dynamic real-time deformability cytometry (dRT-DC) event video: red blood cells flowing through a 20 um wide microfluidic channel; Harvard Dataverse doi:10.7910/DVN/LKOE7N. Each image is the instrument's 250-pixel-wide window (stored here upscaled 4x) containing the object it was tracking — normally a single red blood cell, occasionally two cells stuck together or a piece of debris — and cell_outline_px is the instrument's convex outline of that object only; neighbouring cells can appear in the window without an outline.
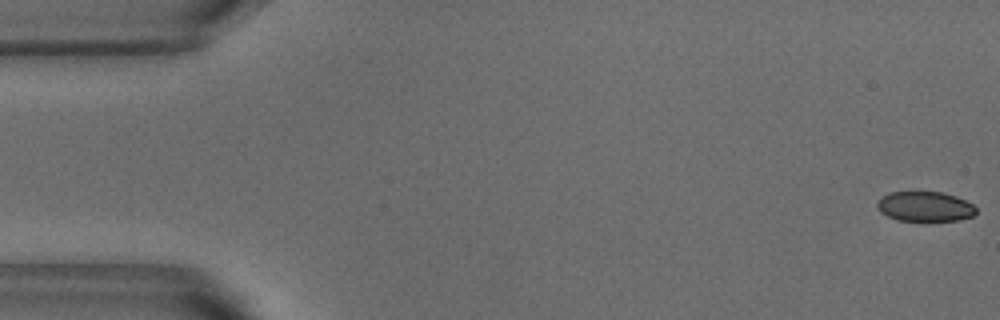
{"species": "common noctule bat (a hibernating species)", "species_latin": "Nyctalus noctula", "temperature_condition": "warm", "stored_images_in_passage": 53, "camera_frame_rate_fps": 3000, "um_per_image_px": 0.085, "animal": {"sex": "male", "body_mass_g": 18.8}, "frame": {"image": 1, "passage_image": 1, "time_ms": 0.0, "image_size_px": [1000, 320], "cell_outline_px": [[976, 212], [972, 216], [956, 220], [896, 220], [880, 212], [876, 204], [888, 192], [940, 192], [956, 196], [972, 204], [976, 208]], "centroid_in_image_um": [78.61, 17.55], "position_along_channel_um": 6.4, "area_um2": 16.94}}
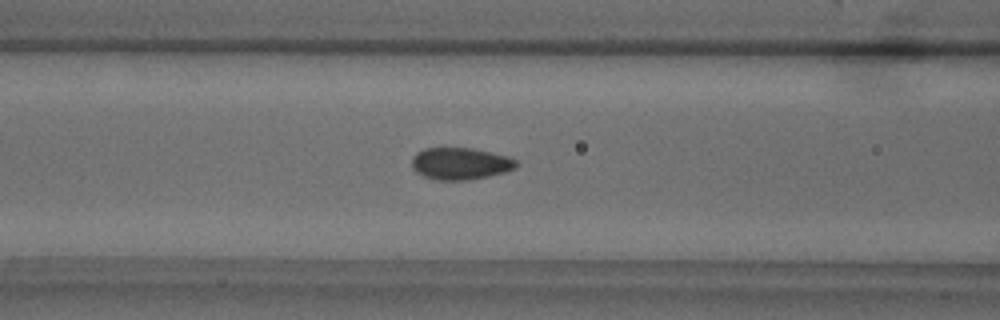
{"frame": {"image": 2, "passage_image": 21, "time_ms": 6.667, "image_size_px": [1000, 320], "cell_outline_px": [[520, 164], [516, 168], [504, 172], [488, 176], [464, 180], [440, 180], [424, 176], [416, 172], [412, 168], [412, 156], [416, 152], [424, 148], [472, 148], [508, 156], [516, 160]], "centroid_in_image_um": [39.13, 13.89], "position_along_channel_um": 127.5, "area_um2": 19.48}}
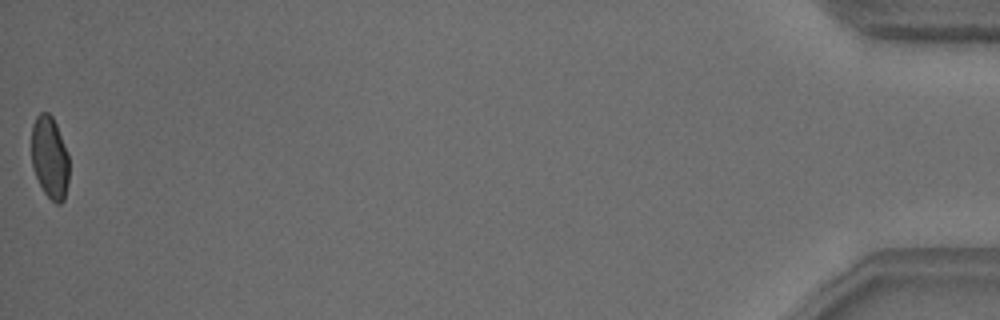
{"frame": {"image": 3, "passage_image": 53, "time_ms": 17.333, "image_size_px": [1000, 320], "cell_outline_px": [[68, 180], [64, 200], [60, 204], [56, 204], [44, 192], [36, 176], [32, 164], [32, 124], [36, 116], [40, 112], [48, 112], [52, 116], [56, 124], [68, 152]], "centroid_in_image_um": [4.23, 13.37], "position_along_channel_um": 431.0, "area_um2": 17.98}, "authors_computed_cell_mechanics": {"area_um2": 19.1896, "velocity_mm_per_s": 3.7985, "shape_relaxation_time_tau1_ms": 4.2042, "shape_relaxation_time_tau2_ms": null, "deformation_change_tau1": 0.1236, "deformation_change_tau2": null}}